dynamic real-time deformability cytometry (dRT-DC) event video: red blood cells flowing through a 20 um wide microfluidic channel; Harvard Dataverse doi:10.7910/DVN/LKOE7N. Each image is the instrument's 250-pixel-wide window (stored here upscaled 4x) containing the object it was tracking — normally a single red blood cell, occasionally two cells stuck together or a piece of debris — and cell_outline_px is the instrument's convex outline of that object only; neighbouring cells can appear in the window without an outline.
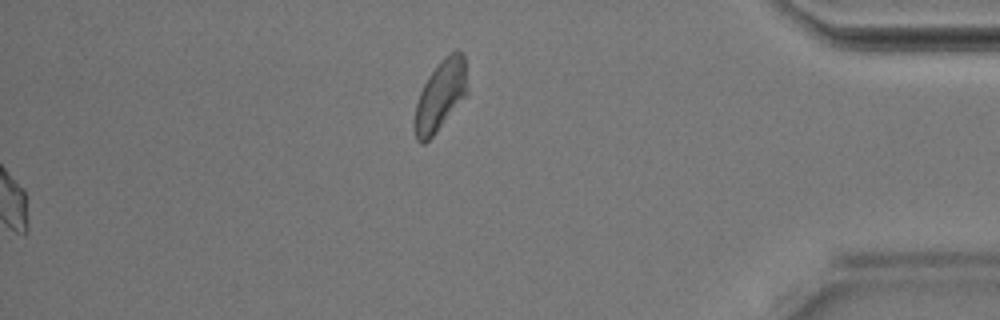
{"species": "Egyptian fruit bat (a non-hibernating species)", "species_latin": "Rousettus aegyptiacus", "temperature_condition": "room temperature", "stored_images_in_passage": 42, "segment_of_instrument_passage": [2, 2], "camera_frame_rate_fps": 3000, "um_per_image_px": 0.085, "animal": {"sex": "male"}, "frame": {"image": 1, "passage_image": 42, "time_ms": 13.667, "image_size_px": [1000, 320], "cell_outline_px": [[468, 92], [436, 132], [424, 144], [420, 144], [416, 140], [412, 124], [416, 104], [420, 92], [428, 76], [440, 60], [444, 56], [452, 52], [464, 52]], "centroid_in_image_um": [37.4, 8.14], "position_along_channel_um": 397.8, "area_um2": 21.68}}